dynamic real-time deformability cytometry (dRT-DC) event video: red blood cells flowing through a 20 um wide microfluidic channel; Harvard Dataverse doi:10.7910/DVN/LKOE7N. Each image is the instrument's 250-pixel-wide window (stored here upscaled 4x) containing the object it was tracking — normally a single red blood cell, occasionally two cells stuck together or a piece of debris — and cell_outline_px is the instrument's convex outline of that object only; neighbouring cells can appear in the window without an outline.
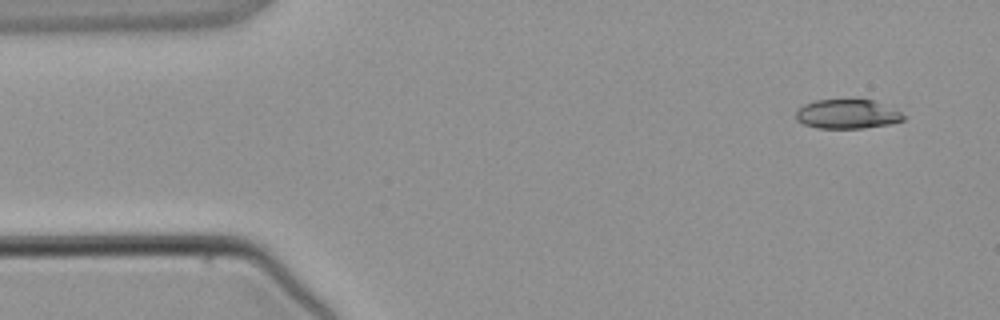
{"species": "common noctule bat (a hibernating species)", "species_latin": "Nyctalus noctula", "temperature_condition": "warm", "stored_images_in_passage": 4, "segment_of_instrument_passage": [1, 2], "camera_frame_rate_fps": 3000, "um_per_image_px": 0.085, "animal": {"sex": "male", "body_mass_g": 21.5, "forearm_length_mm": 52.0}, "frame": {"image": 1, "passage_image": 1, "time_ms": 0.0, "image_size_px": [1000, 320], "cell_outline_px": [[908, 116], [904, 120], [892, 124], [864, 128], [816, 128], [804, 124], [796, 120], [796, 112], [804, 104], [816, 100], [872, 100], [900, 112]], "centroid_in_image_um": [72.03, 9.71], "position_along_channel_um": 13.0, "area_um2": 18.26}}